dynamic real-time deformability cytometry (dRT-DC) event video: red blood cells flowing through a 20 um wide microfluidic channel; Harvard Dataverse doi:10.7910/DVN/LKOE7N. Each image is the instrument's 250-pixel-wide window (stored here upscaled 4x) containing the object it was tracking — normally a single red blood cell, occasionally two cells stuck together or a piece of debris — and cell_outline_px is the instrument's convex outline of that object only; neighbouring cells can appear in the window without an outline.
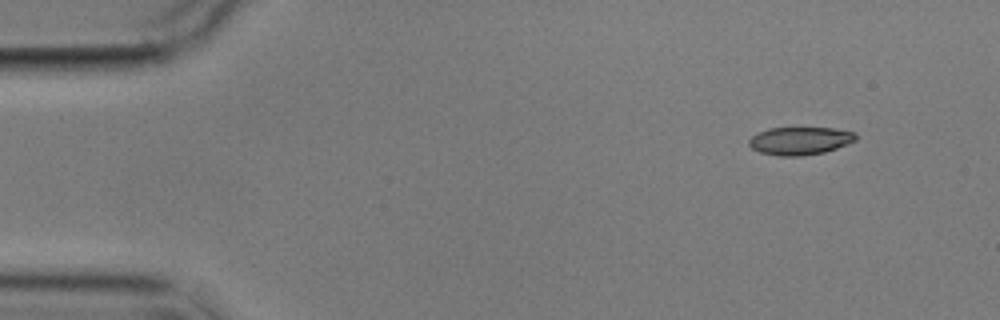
{"species": "common noctule bat (a hibernating species)", "species_latin": "Nyctalus noctula", "temperature_condition": "cold", "stored_images_in_passage": 4, "camera_frame_rate_fps": 3000, "um_per_image_px": 0.085, "animal": {"sex": "male", "body_mass_g": 17.9}, "frame": {"image": 1, "passage_image": 1, "time_ms": 0.0, "image_size_px": [1000, 320], "cell_outline_px": [[856, 140], [848, 144], [824, 152], [800, 156], [780, 156], [760, 152], [752, 148], [748, 144], [748, 140], [752, 136], [768, 128], [836, 128], [856, 132]], "centroid_in_image_um": [68.01, 11.96], "position_along_channel_um": 17.0, "area_um2": 17.34}}
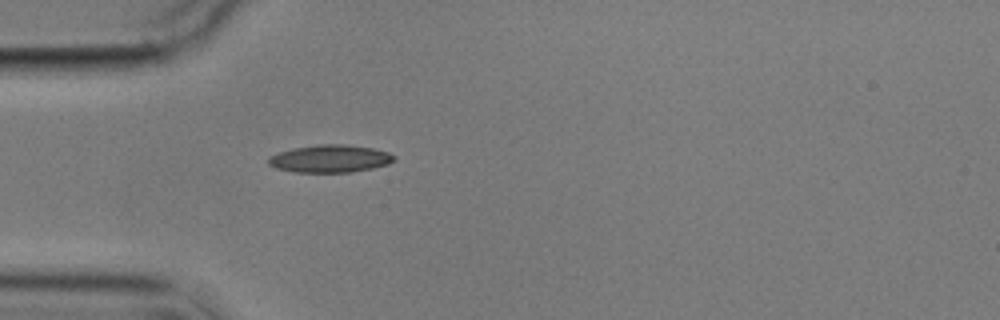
{"frame": {"image": 2, "passage_image": 4, "time_ms": 3.667, "image_size_px": [1000, 320], "cell_outline_px": [[396, 160], [388, 164], [372, 168], [352, 172], [296, 172], [276, 168], [268, 164], [268, 156], [292, 148], [316, 144], [344, 144], [372, 148], [388, 152], [396, 156]], "centroid_in_image_um": [28.06, 13.48], "position_along_channel_um": 56.9, "area_um2": 20.29}}